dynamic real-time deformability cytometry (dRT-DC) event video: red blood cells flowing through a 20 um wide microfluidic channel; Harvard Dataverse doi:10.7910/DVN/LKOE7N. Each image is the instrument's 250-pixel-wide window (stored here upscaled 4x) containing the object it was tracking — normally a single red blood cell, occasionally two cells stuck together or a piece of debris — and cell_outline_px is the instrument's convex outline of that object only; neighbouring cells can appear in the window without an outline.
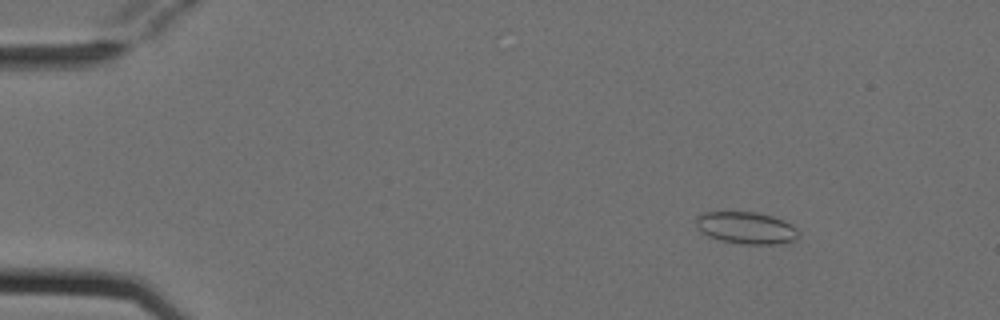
{"species": "Egyptian fruit bat (a non-hibernating species)", "species_latin": "Rousettus aegyptiacus", "temperature_condition": "cold", "stored_images_in_passage": 4, "camera_frame_rate_fps": 3000, "um_per_image_px": 0.085, "animal": {"sex": "female"}, "frame": {"image": 1, "passage_image": 1, "time_ms": 0.0, "image_size_px": [1000, 320], "cell_outline_px": [[800, 236], [796, 240], [788, 244], [740, 244], [720, 240], [708, 236], [700, 232], [696, 224], [696, 216], [700, 212], [756, 212], [772, 216], [784, 220], [792, 224], [800, 232]], "centroid_in_image_um": [63.47, 19.38], "position_along_channel_um": 21.5, "area_um2": 19.59}}